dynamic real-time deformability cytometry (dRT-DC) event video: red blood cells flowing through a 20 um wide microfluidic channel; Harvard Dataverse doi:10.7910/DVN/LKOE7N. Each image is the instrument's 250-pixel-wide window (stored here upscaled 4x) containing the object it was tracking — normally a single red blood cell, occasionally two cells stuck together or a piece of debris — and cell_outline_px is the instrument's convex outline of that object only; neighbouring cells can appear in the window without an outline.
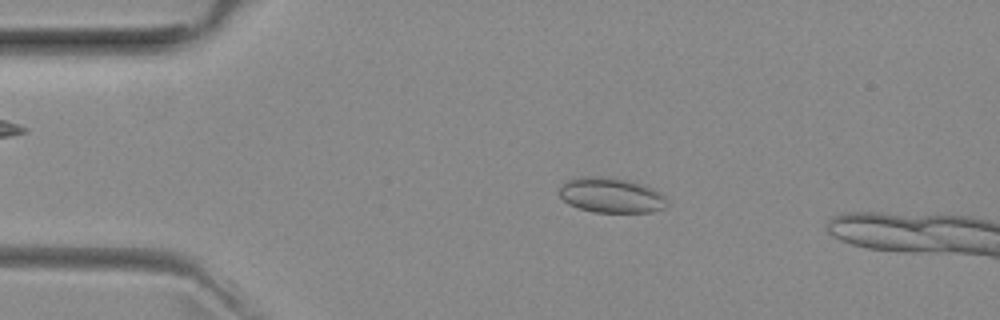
{"species": "common noctule bat (a hibernating species)", "species_latin": "Nyctalus noctula", "temperature_condition": "room temperature", "stored_images_in_passage": 13, "camera_frame_rate_fps": 3000, "um_per_image_px": 0.085, "animal": {"sex": "female", "body_mass_g": 29.2, "forearm_length_mm": 56.3}, "frame": {"image": 1, "passage_image": 10, "time_ms": 3.0, "image_size_px": [1000, 320], "cell_outline_px": [[668, 204], [664, 208], [652, 212], [592, 212], [568, 204], [556, 192], [568, 180], [580, 176], [604, 176], [628, 180], [648, 188], [664, 196]], "centroid_in_image_um": [51.89, 16.6], "position_along_channel_um": 33.1, "area_um2": 21.79}}